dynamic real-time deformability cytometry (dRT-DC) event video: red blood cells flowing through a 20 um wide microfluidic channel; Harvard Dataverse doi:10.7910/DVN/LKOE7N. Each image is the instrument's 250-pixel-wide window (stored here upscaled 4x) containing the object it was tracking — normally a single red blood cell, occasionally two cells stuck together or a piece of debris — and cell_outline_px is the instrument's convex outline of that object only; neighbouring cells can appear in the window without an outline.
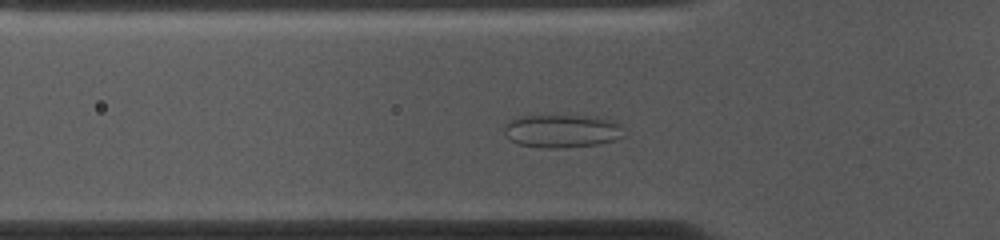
{"species": "common noctule bat (a hibernating species)", "species_latin": "Nyctalus noctula", "temperature_condition": "cold", "stored_images_in_passage": 44, "camera_frame_rate_fps": 3000, "um_per_image_px": 0.085, "animal": {"sex": "female", "body_mass_g": 10.0, "forearm_length_mm": 53.1}, "frame": {"image": 1, "passage_image": 7, "time_ms": 2.0, "image_size_px": [1000, 240], "cell_outline_px": [[624, 136], [600, 144], [564, 148], [544, 148], [520, 144], [504, 136], [504, 128], [508, 120], [516, 116], [604, 116], [612, 120], [620, 128]], "centroid_in_image_um": [47.73, 11.13], "position_along_channel_um": 78.1, "area_um2": 23.18}}
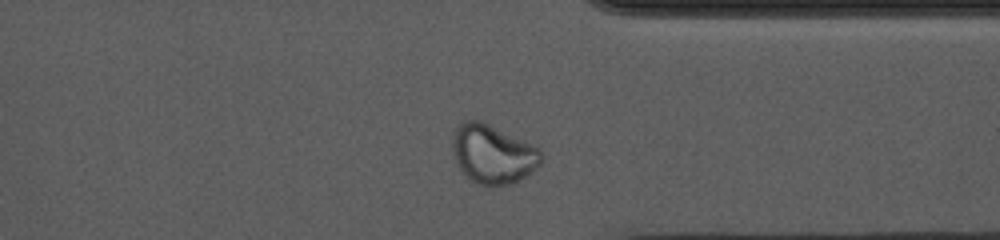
{"frame": {"image": 2, "passage_image": 31, "time_ms": 10.0, "image_size_px": [1000, 240], "cell_outline_px": [[544, 156], [540, 164], [532, 172], [520, 180], [512, 184], [480, 184], [472, 180], [460, 168], [456, 160], [452, 148], [452, 132], [456, 124], [464, 120], [480, 120], [540, 148]], "centroid_in_image_um": [41.9, 13.06], "position_along_channel_um": 369.5, "area_um2": 30.35}}
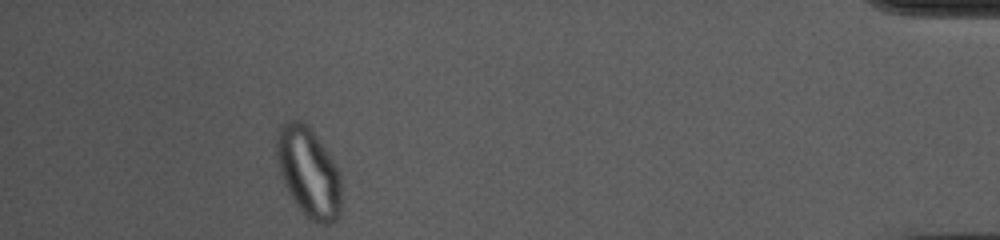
{"frame": {"image": 3, "passage_image": 39, "time_ms": 12.667, "image_size_px": [1000, 240], "cell_outline_px": [[340, 216], [336, 220], [328, 224], [324, 224], [312, 220], [296, 204], [288, 192], [284, 184], [276, 160], [276, 136], [280, 128], [288, 120], [300, 120], [308, 124], [328, 152], [336, 164], [340, 172]], "centroid_in_image_um": [26.23, 14.61], "position_along_channel_um": 409.0, "area_um2": 33.81}}